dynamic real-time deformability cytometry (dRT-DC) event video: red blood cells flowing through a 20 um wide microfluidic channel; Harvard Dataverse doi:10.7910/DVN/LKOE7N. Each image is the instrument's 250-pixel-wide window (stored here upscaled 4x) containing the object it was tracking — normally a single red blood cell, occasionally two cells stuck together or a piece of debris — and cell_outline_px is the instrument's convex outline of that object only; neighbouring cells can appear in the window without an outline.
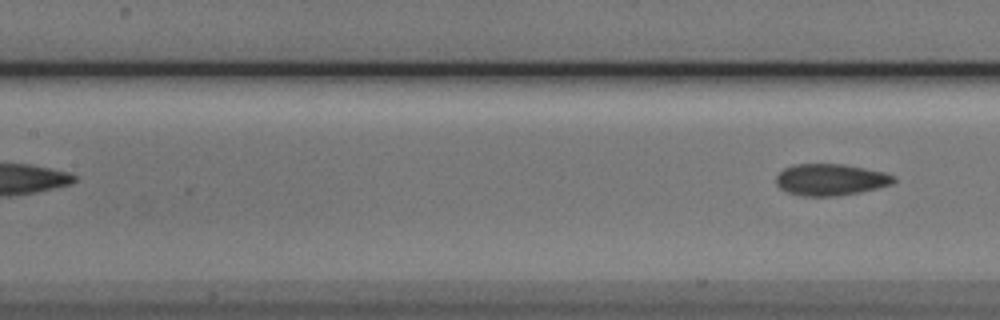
{"species": "Egyptian fruit bat (a non-hibernating species)", "species_latin": "Rousettus aegyptiacus", "temperature_condition": "cold", "stored_images_in_passage": 5, "segment_of_instrument_passage": [2, 2], "camera_frame_rate_fps": 3000, "um_per_image_px": 0.085, "animal": {"sex": "male"}, "frame": {"image": 1, "passage_image": 5, "time_ms": 4.667, "image_size_px": [1000, 320], "cell_outline_px": [[896, 180], [892, 184], [860, 192], [840, 196], [800, 196], [788, 192], [780, 188], [776, 184], [776, 176], [784, 168], [792, 164], [844, 164], [884, 172], [896, 176]], "centroid_in_image_um": [70.59, 15.27], "position_along_channel_um": 136.8, "area_um2": 21.79}}